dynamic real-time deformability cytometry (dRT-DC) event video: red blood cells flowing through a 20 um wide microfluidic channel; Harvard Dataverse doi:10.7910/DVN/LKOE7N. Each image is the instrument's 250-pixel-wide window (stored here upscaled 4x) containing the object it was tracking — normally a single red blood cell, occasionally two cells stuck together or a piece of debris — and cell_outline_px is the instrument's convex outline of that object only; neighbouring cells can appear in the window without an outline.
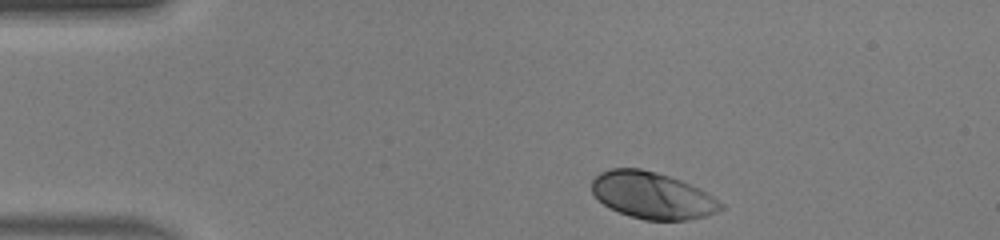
{"species": "human", "species_latin": "Homo sapiens", "temperature_condition": "warm", "stored_images_in_passage": 34, "camera_frame_rate_fps": 3000, "um_per_image_px": 0.085, "donor": {"sex": "male"}, "frame": {"image": 1, "passage_image": 1, "time_ms": 0.0, "image_size_px": [1000, 240], "cell_outline_px": [[724, 208], [708, 216], [688, 220], [644, 220], [620, 212], [604, 204], [592, 192], [592, 180], [600, 172], [608, 168], [640, 168], [656, 172], [692, 184], [700, 188], [724, 204]], "centroid_in_image_um": [55.48, 16.6], "position_along_channel_um": 29.5, "area_um2": 35.08}}
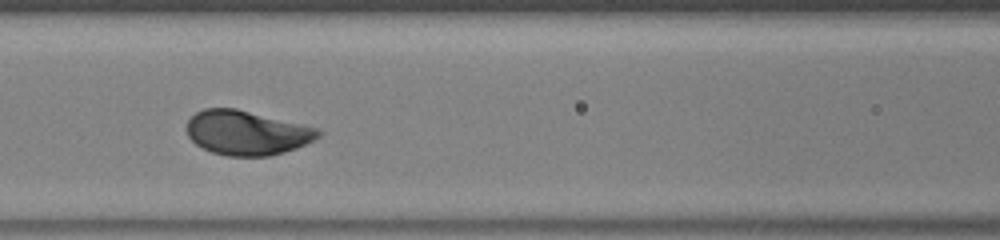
{"frame": {"image": 2, "passage_image": 14, "time_ms": 4.333, "image_size_px": [1000, 240], "cell_outline_px": [[324, 132], [316, 140], [296, 148], [284, 152], [268, 156], [228, 156], [212, 152], [196, 144], [188, 136], [188, 120], [196, 112], [204, 108], [236, 108], [320, 128]], "centroid_in_image_um": [21.03, 11.28], "position_along_channel_um": 145.6, "area_um2": 34.16}}
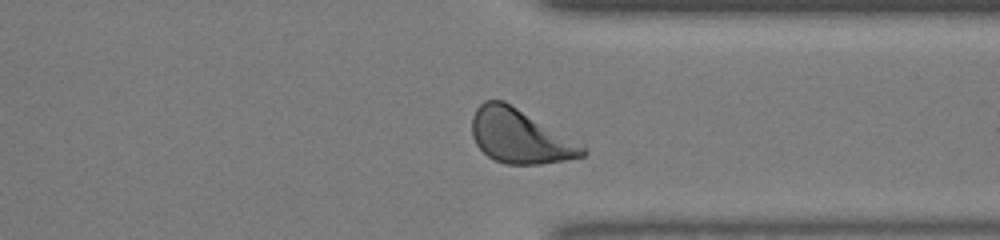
{"frame": {"image": 3, "passage_image": 30, "time_ms": 9.667, "image_size_px": [1000, 240], "cell_outline_px": [[588, 152], [584, 156], [564, 160], [540, 164], [504, 164], [488, 156], [476, 144], [472, 136], [472, 116], [476, 108], [484, 100], [504, 100], [584, 144]], "centroid_in_image_um": [44.22, 11.57], "position_along_channel_um": 367.2, "area_um2": 35.08}, "authors_computed_cell_mechanics": {"area_um2": 34.1309, "velocity_mm_per_s": 4.1588, "shape_relaxation_time_tau1_ms": 1.5194, "shape_relaxation_time_tau2_ms": null, "deformation_change_tau1": 0.1349, "deformation_change_tau2": null}}